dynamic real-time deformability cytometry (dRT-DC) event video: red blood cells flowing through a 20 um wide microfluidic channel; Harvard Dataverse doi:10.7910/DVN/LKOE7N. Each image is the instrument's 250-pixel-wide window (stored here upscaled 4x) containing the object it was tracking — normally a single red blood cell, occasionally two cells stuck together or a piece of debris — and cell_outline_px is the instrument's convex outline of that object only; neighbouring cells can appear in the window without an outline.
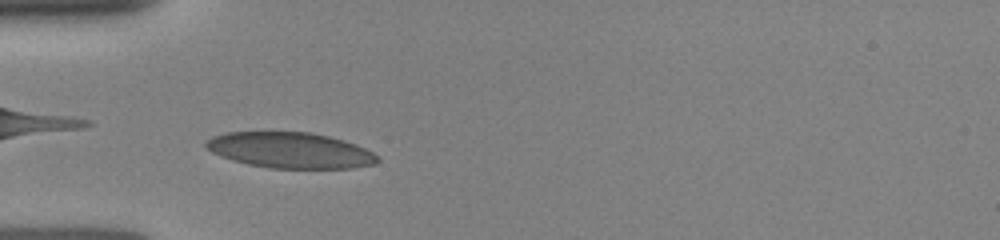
{"species": "human", "species_latin": "Homo sapiens", "temperature_condition": "room temperature", "stored_images_in_passage": 43, "camera_frame_rate_fps": 3000, "um_per_image_px": 0.085, "donor": {"sex": "female"}, "frame": {"image": 1, "passage_image": 9, "time_ms": 2.667, "image_size_px": [1000, 240], "cell_outline_px": [[380, 160], [376, 164], [352, 168], [268, 168], [248, 164], [232, 160], [220, 156], [212, 152], [204, 144], [212, 136], [228, 132], [308, 132], [328, 136], [344, 140], [356, 144], [372, 152]], "centroid_in_image_um": [24.67, 12.77], "position_along_channel_um": 60.3, "area_um2": 35.66}}
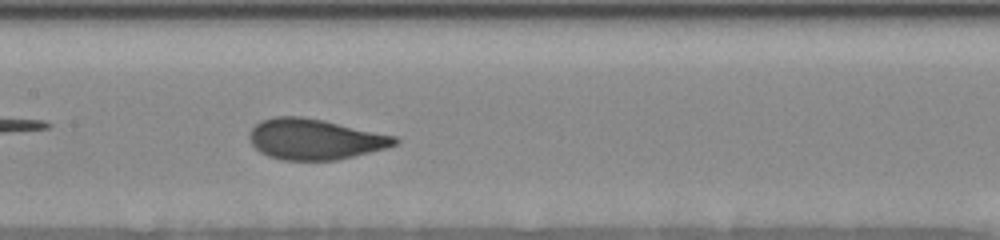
{"frame": {"image": 2, "passage_image": 18, "time_ms": 5.667, "image_size_px": [1000, 240], "cell_outline_px": [[400, 140], [396, 144], [388, 148], [336, 160], [280, 160], [268, 156], [260, 152], [248, 140], [248, 132], [260, 120], [276, 116], [300, 116], [324, 120], [396, 136]], "centroid_in_image_um": [26.74, 11.83], "position_along_channel_um": 180.7, "area_um2": 34.68}}
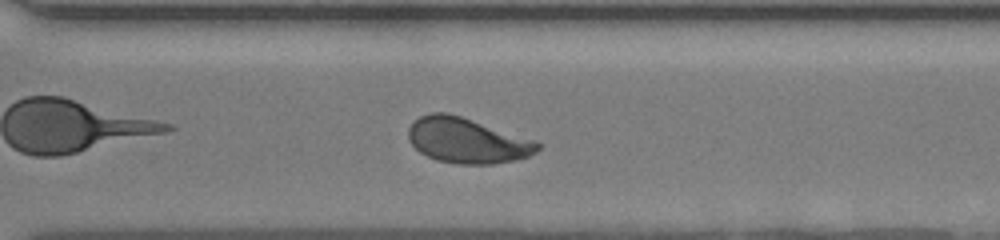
{"frame": {"image": 3, "passage_image": 30, "time_ms": 9.333, "image_size_px": [1000, 240], "cell_outline_px": [[540, 148], [536, 152], [528, 156], [512, 160], [492, 164], [456, 164], [436, 160], [420, 152], [408, 140], [408, 128], [412, 120], [428, 112], [448, 112], [532, 140], [540, 144]], "centroid_in_image_um": [39.62, 11.94], "position_along_channel_um": 331.0, "area_um2": 33.81}}